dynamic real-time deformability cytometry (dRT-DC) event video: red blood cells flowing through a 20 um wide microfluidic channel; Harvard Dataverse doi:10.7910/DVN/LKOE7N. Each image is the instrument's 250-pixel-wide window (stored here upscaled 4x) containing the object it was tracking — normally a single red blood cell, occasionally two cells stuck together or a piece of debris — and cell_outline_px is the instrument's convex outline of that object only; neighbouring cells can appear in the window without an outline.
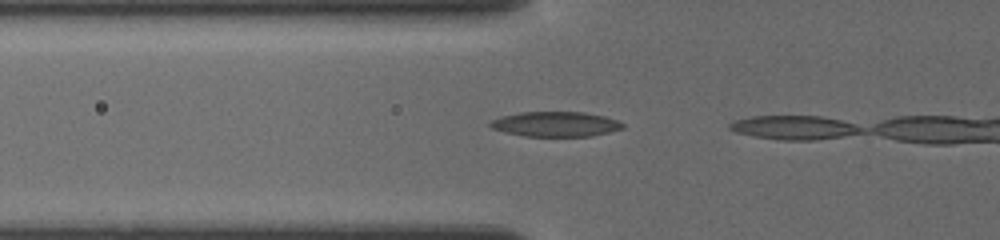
{"species": "common noctule bat (a hibernating species)", "species_latin": "Nyctalus noctula", "temperature_condition": "cold", "stored_images_in_passage": 3, "camera_frame_rate_fps": 3000, "um_per_image_px": 0.085, "animal": {"sex": "female", "body_mass_g": 19.5, "forearm_length_mm": 54.1}, "frame": {"image": 1, "passage_image": 2, "time_ms": 0.667, "image_size_px": [1000, 240], "cell_outline_px": [[624, 128], [592, 136], [524, 136], [504, 132], [492, 128], [488, 124], [492, 120], [500, 116], [520, 112], [584, 112], [604, 116], [616, 120], [624, 124]], "centroid_in_image_um": [47.2, 10.55], "position_along_channel_um": 78.6, "area_um2": 19.25}}